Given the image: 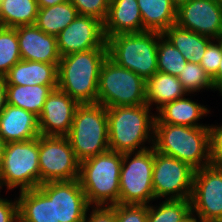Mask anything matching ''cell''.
I'll use <instances>...</instances> for the list:
<instances>
[{
  "label": "cell",
  "mask_w": 222,
  "mask_h": 222,
  "mask_svg": "<svg viewBox=\"0 0 222 222\" xmlns=\"http://www.w3.org/2000/svg\"><path fill=\"white\" fill-rule=\"evenodd\" d=\"M216 2L219 4V6L222 8V0H216Z\"/></svg>",
  "instance_id": "45"
},
{
  "label": "cell",
  "mask_w": 222,
  "mask_h": 222,
  "mask_svg": "<svg viewBox=\"0 0 222 222\" xmlns=\"http://www.w3.org/2000/svg\"><path fill=\"white\" fill-rule=\"evenodd\" d=\"M38 187L54 198L55 222H84L90 206L79 179L46 182Z\"/></svg>",
  "instance_id": "14"
},
{
  "label": "cell",
  "mask_w": 222,
  "mask_h": 222,
  "mask_svg": "<svg viewBox=\"0 0 222 222\" xmlns=\"http://www.w3.org/2000/svg\"><path fill=\"white\" fill-rule=\"evenodd\" d=\"M15 29L22 60L59 64L61 55L56 36L43 32L36 25L19 26Z\"/></svg>",
  "instance_id": "17"
},
{
  "label": "cell",
  "mask_w": 222,
  "mask_h": 222,
  "mask_svg": "<svg viewBox=\"0 0 222 222\" xmlns=\"http://www.w3.org/2000/svg\"><path fill=\"white\" fill-rule=\"evenodd\" d=\"M208 128L211 164L222 166V124L220 126L212 124Z\"/></svg>",
  "instance_id": "36"
},
{
  "label": "cell",
  "mask_w": 222,
  "mask_h": 222,
  "mask_svg": "<svg viewBox=\"0 0 222 222\" xmlns=\"http://www.w3.org/2000/svg\"><path fill=\"white\" fill-rule=\"evenodd\" d=\"M79 15L91 16L104 22L109 7L108 0H69Z\"/></svg>",
  "instance_id": "33"
},
{
  "label": "cell",
  "mask_w": 222,
  "mask_h": 222,
  "mask_svg": "<svg viewBox=\"0 0 222 222\" xmlns=\"http://www.w3.org/2000/svg\"><path fill=\"white\" fill-rule=\"evenodd\" d=\"M1 189H3V185L0 183V192H1ZM3 197L0 196V200L2 199Z\"/></svg>",
  "instance_id": "46"
},
{
  "label": "cell",
  "mask_w": 222,
  "mask_h": 222,
  "mask_svg": "<svg viewBox=\"0 0 222 222\" xmlns=\"http://www.w3.org/2000/svg\"><path fill=\"white\" fill-rule=\"evenodd\" d=\"M191 213L190 199H165L159 206L148 204L147 222H182Z\"/></svg>",
  "instance_id": "29"
},
{
  "label": "cell",
  "mask_w": 222,
  "mask_h": 222,
  "mask_svg": "<svg viewBox=\"0 0 222 222\" xmlns=\"http://www.w3.org/2000/svg\"><path fill=\"white\" fill-rule=\"evenodd\" d=\"M106 40L117 34L143 32V20L137 0H112L103 22Z\"/></svg>",
  "instance_id": "19"
},
{
  "label": "cell",
  "mask_w": 222,
  "mask_h": 222,
  "mask_svg": "<svg viewBox=\"0 0 222 222\" xmlns=\"http://www.w3.org/2000/svg\"><path fill=\"white\" fill-rule=\"evenodd\" d=\"M78 16L77 9L70 2L39 8L35 25L43 32L58 36Z\"/></svg>",
  "instance_id": "28"
},
{
  "label": "cell",
  "mask_w": 222,
  "mask_h": 222,
  "mask_svg": "<svg viewBox=\"0 0 222 222\" xmlns=\"http://www.w3.org/2000/svg\"><path fill=\"white\" fill-rule=\"evenodd\" d=\"M214 90H218L222 96V58L217 70V73L211 78Z\"/></svg>",
  "instance_id": "39"
},
{
  "label": "cell",
  "mask_w": 222,
  "mask_h": 222,
  "mask_svg": "<svg viewBox=\"0 0 222 222\" xmlns=\"http://www.w3.org/2000/svg\"><path fill=\"white\" fill-rule=\"evenodd\" d=\"M19 222H55L54 198H49L39 187L20 191Z\"/></svg>",
  "instance_id": "22"
},
{
  "label": "cell",
  "mask_w": 222,
  "mask_h": 222,
  "mask_svg": "<svg viewBox=\"0 0 222 222\" xmlns=\"http://www.w3.org/2000/svg\"><path fill=\"white\" fill-rule=\"evenodd\" d=\"M39 136L27 140L8 142L0 164V183L7 191L37 188L40 185Z\"/></svg>",
  "instance_id": "8"
},
{
  "label": "cell",
  "mask_w": 222,
  "mask_h": 222,
  "mask_svg": "<svg viewBox=\"0 0 222 222\" xmlns=\"http://www.w3.org/2000/svg\"><path fill=\"white\" fill-rule=\"evenodd\" d=\"M20 60L16 29L0 26V76L4 77Z\"/></svg>",
  "instance_id": "31"
},
{
  "label": "cell",
  "mask_w": 222,
  "mask_h": 222,
  "mask_svg": "<svg viewBox=\"0 0 222 222\" xmlns=\"http://www.w3.org/2000/svg\"><path fill=\"white\" fill-rule=\"evenodd\" d=\"M182 222H202V221L197 215L194 216V214L191 213Z\"/></svg>",
  "instance_id": "42"
},
{
  "label": "cell",
  "mask_w": 222,
  "mask_h": 222,
  "mask_svg": "<svg viewBox=\"0 0 222 222\" xmlns=\"http://www.w3.org/2000/svg\"><path fill=\"white\" fill-rule=\"evenodd\" d=\"M222 58V39H213L207 46L199 63L205 72L212 78L218 70Z\"/></svg>",
  "instance_id": "35"
},
{
  "label": "cell",
  "mask_w": 222,
  "mask_h": 222,
  "mask_svg": "<svg viewBox=\"0 0 222 222\" xmlns=\"http://www.w3.org/2000/svg\"><path fill=\"white\" fill-rule=\"evenodd\" d=\"M39 135L38 116L6 103L0 114V136L6 143L27 141Z\"/></svg>",
  "instance_id": "18"
},
{
  "label": "cell",
  "mask_w": 222,
  "mask_h": 222,
  "mask_svg": "<svg viewBox=\"0 0 222 222\" xmlns=\"http://www.w3.org/2000/svg\"><path fill=\"white\" fill-rule=\"evenodd\" d=\"M154 149L195 171L211 164L209 128L154 123Z\"/></svg>",
  "instance_id": "3"
},
{
  "label": "cell",
  "mask_w": 222,
  "mask_h": 222,
  "mask_svg": "<svg viewBox=\"0 0 222 222\" xmlns=\"http://www.w3.org/2000/svg\"><path fill=\"white\" fill-rule=\"evenodd\" d=\"M90 208L92 211H89ZM87 212L84 222H117L116 211L112 206H92Z\"/></svg>",
  "instance_id": "37"
},
{
  "label": "cell",
  "mask_w": 222,
  "mask_h": 222,
  "mask_svg": "<svg viewBox=\"0 0 222 222\" xmlns=\"http://www.w3.org/2000/svg\"><path fill=\"white\" fill-rule=\"evenodd\" d=\"M177 26L212 39H222V8L216 0H188L176 11Z\"/></svg>",
  "instance_id": "13"
},
{
  "label": "cell",
  "mask_w": 222,
  "mask_h": 222,
  "mask_svg": "<svg viewBox=\"0 0 222 222\" xmlns=\"http://www.w3.org/2000/svg\"><path fill=\"white\" fill-rule=\"evenodd\" d=\"M143 20V32L163 34L176 23L177 8L170 0H137Z\"/></svg>",
  "instance_id": "24"
},
{
  "label": "cell",
  "mask_w": 222,
  "mask_h": 222,
  "mask_svg": "<svg viewBox=\"0 0 222 222\" xmlns=\"http://www.w3.org/2000/svg\"><path fill=\"white\" fill-rule=\"evenodd\" d=\"M0 222H19L17 199L0 200Z\"/></svg>",
  "instance_id": "38"
},
{
  "label": "cell",
  "mask_w": 222,
  "mask_h": 222,
  "mask_svg": "<svg viewBox=\"0 0 222 222\" xmlns=\"http://www.w3.org/2000/svg\"><path fill=\"white\" fill-rule=\"evenodd\" d=\"M58 85H6L7 104L20 107L39 117L43 105Z\"/></svg>",
  "instance_id": "25"
},
{
  "label": "cell",
  "mask_w": 222,
  "mask_h": 222,
  "mask_svg": "<svg viewBox=\"0 0 222 222\" xmlns=\"http://www.w3.org/2000/svg\"><path fill=\"white\" fill-rule=\"evenodd\" d=\"M5 145H6V142L0 136V164H1V161H2Z\"/></svg>",
  "instance_id": "43"
},
{
  "label": "cell",
  "mask_w": 222,
  "mask_h": 222,
  "mask_svg": "<svg viewBox=\"0 0 222 222\" xmlns=\"http://www.w3.org/2000/svg\"><path fill=\"white\" fill-rule=\"evenodd\" d=\"M187 60L181 52L163 35L158 37L157 66L158 72L178 77Z\"/></svg>",
  "instance_id": "30"
},
{
  "label": "cell",
  "mask_w": 222,
  "mask_h": 222,
  "mask_svg": "<svg viewBox=\"0 0 222 222\" xmlns=\"http://www.w3.org/2000/svg\"><path fill=\"white\" fill-rule=\"evenodd\" d=\"M153 165L154 147L122 154L119 204L148 205L155 200Z\"/></svg>",
  "instance_id": "9"
},
{
  "label": "cell",
  "mask_w": 222,
  "mask_h": 222,
  "mask_svg": "<svg viewBox=\"0 0 222 222\" xmlns=\"http://www.w3.org/2000/svg\"><path fill=\"white\" fill-rule=\"evenodd\" d=\"M40 184L79 179L80 162L67 136L39 135Z\"/></svg>",
  "instance_id": "10"
},
{
  "label": "cell",
  "mask_w": 222,
  "mask_h": 222,
  "mask_svg": "<svg viewBox=\"0 0 222 222\" xmlns=\"http://www.w3.org/2000/svg\"><path fill=\"white\" fill-rule=\"evenodd\" d=\"M4 78L6 85H58V64L21 59Z\"/></svg>",
  "instance_id": "20"
},
{
  "label": "cell",
  "mask_w": 222,
  "mask_h": 222,
  "mask_svg": "<svg viewBox=\"0 0 222 222\" xmlns=\"http://www.w3.org/2000/svg\"><path fill=\"white\" fill-rule=\"evenodd\" d=\"M188 96L178 77L173 75L156 72L146 81V104L151 108L156 105V111L162 106Z\"/></svg>",
  "instance_id": "23"
},
{
  "label": "cell",
  "mask_w": 222,
  "mask_h": 222,
  "mask_svg": "<svg viewBox=\"0 0 222 222\" xmlns=\"http://www.w3.org/2000/svg\"><path fill=\"white\" fill-rule=\"evenodd\" d=\"M163 35L177 48L189 62L200 63L208 44L213 40L191 30L172 25Z\"/></svg>",
  "instance_id": "26"
},
{
  "label": "cell",
  "mask_w": 222,
  "mask_h": 222,
  "mask_svg": "<svg viewBox=\"0 0 222 222\" xmlns=\"http://www.w3.org/2000/svg\"><path fill=\"white\" fill-rule=\"evenodd\" d=\"M79 103L65 92L52 90L43 105L39 119V132L44 136H67Z\"/></svg>",
  "instance_id": "16"
},
{
  "label": "cell",
  "mask_w": 222,
  "mask_h": 222,
  "mask_svg": "<svg viewBox=\"0 0 222 222\" xmlns=\"http://www.w3.org/2000/svg\"><path fill=\"white\" fill-rule=\"evenodd\" d=\"M6 81L3 76H0V114L6 106Z\"/></svg>",
  "instance_id": "40"
},
{
  "label": "cell",
  "mask_w": 222,
  "mask_h": 222,
  "mask_svg": "<svg viewBox=\"0 0 222 222\" xmlns=\"http://www.w3.org/2000/svg\"><path fill=\"white\" fill-rule=\"evenodd\" d=\"M188 0H170V2L178 8L179 6L183 5Z\"/></svg>",
  "instance_id": "44"
},
{
  "label": "cell",
  "mask_w": 222,
  "mask_h": 222,
  "mask_svg": "<svg viewBox=\"0 0 222 222\" xmlns=\"http://www.w3.org/2000/svg\"><path fill=\"white\" fill-rule=\"evenodd\" d=\"M122 154L108 150L80 163L79 181L92 206L119 204Z\"/></svg>",
  "instance_id": "4"
},
{
  "label": "cell",
  "mask_w": 222,
  "mask_h": 222,
  "mask_svg": "<svg viewBox=\"0 0 222 222\" xmlns=\"http://www.w3.org/2000/svg\"><path fill=\"white\" fill-rule=\"evenodd\" d=\"M62 56L96 48H107L103 22L97 18L79 15L57 36Z\"/></svg>",
  "instance_id": "15"
},
{
  "label": "cell",
  "mask_w": 222,
  "mask_h": 222,
  "mask_svg": "<svg viewBox=\"0 0 222 222\" xmlns=\"http://www.w3.org/2000/svg\"><path fill=\"white\" fill-rule=\"evenodd\" d=\"M160 34L144 31L109 37L108 57L120 67L131 70L147 81L158 71L157 49Z\"/></svg>",
  "instance_id": "6"
},
{
  "label": "cell",
  "mask_w": 222,
  "mask_h": 222,
  "mask_svg": "<svg viewBox=\"0 0 222 222\" xmlns=\"http://www.w3.org/2000/svg\"><path fill=\"white\" fill-rule=\"evenodd\" d=\"M179 81L183 88L189 94L199 92L204 89H211L214 91L211 77L205 72L199 63L187 61L180 75Z\"/></svg>",
  "instance_id": "32"
},
{
  "label": "cell",
  "mask_w": 222,
  "mask_h": 222,
  "mask_svg": "<svg viewBox=\"0 0 222 222\" xmlns=\"http://www.w3.org/2000/svg\"><path fill=\"white\" fill-rule=\"evenodd\" d=\"M108 48L62 56L58 64V89L79 104L97 103L99 73Z\"/></svg>",
  "instance_id": "2"
},
{
  "label": "cell",
  "mask_w": 222,
  "mask_h": 222,
  "mask_svg": "<svg viewBox=\"0 0 222 222\" xmlns=\"http://www.w3.org/2000/svg\"><path fill=\"white\" fill-rule=\"evenodd\" d=\"M194 172L183 161L154 149L152 185L155 200L191 199Z\"/></svg>",
  "instance_id": "11"
},
{
  "label": "cell",
  "mask_w": 222,
  "mask_h": 222,
  "mask_svg": "<svg viewBox=\"0 0 222 222\" xmlns=\"http://www.w3.org/2000/svg\"><path fill=\"white\" fill-rule=\"evenodd\" d=\"M38 10L36 0H1L0 26L16 28L35 25Z\"/></svg>",
  "instance_id": "27"
},
{
  "label": "cell",
  "mask_w": 222,
  "mask_h": 222,
  "mask_svg": "<svg viewBox=\"0 0 222 222\" xmlns=\"http://www.w3.org/2000/svg\"><path fill=\"white\" fill-rule=\"evenodd\" d=\"M191 209L202 222H222V166L208 165L194 172Z\"/></svg>",
  "instance_id": "12"
},
{
  "label": "cell",
  "mask_w": 222,
  "mask_h": 222,
  "mask_svg": "<svg viewBox=\"0 0 222 222\" xmlns=\"http://www.w3.org/2000/svg\"><path fill=\"white\" fill-rule=\"evenodd\" d=\"M97 103L105 108L146 104V81L107 56L100 68Z\"/></svg>",
  "instance_id": "7"
},
{
  "label": "cell",
  "mask_w": 222,
  "mask_h": 222,
  "mask_svg": "<svg viewBox=\"0 0 222 222\" xmlns=\"http://www.w3.org/2000/svg\"><path fill=\"white\" fill-rule=\"evenodd\" d=\"M67 138L80 163L108 151L107 108L99 103L79 104Z\"/></svg>",
  "instance_id": "5"
},
{
  "label": "cell",
  "mask_w": 222,
  "mask_h": 222,
  "mask_svg": "<svg viewBox=\"0 0 222 222\" xmlns=\"http://www.w3.org/2000/svg\"><path fill=\"white\" fill-rule=\"evenodd\" d=\"M151 110L147 104L107 108L109 149L125 154L153 147L156 117Z\"/></svg>",
  "instance_id": "1"
},
{
  "label": "cell",
  "mask_w": 222,
  "mask_h": 222,
  "mask_svg": "<svg viewBox=\"0 0 222 222\" xmlns=\"http://www.w3.org/2000/svg\"><path fill=\"white\" fill-rule=\"evenodd\" d=\"M39 8L51 7L57 4L67 2L69 0H36Z\"/></svg>",
  "instance_id": "41"
},
{
  "label": "cell",
  "mask_w": 222,
  "mask_h": 222,
  "mask_svg": "<svg viewBox=\"0 0 222 222\" xmlns=\"http://www.w3.org/2000/svg\"><path fill=\"white\" fill-rule=\"evenodd\" d=\"M117 222H147L148 205L116 204Z\"/></svg>",
  "instance_id": "34"
},
{
  "label": "cell",
  "mask_w": 222,
  "mask_h": 222,
  "mask_svg": "<svg viewBox=\"0 0 222 222\" xmlns=\"http://www.w3.org/2000/svg\"><path fill=\"white\" fill-rule=\"evenodd\" d=\"M210 110L190 98L181 97L162 106L155 114L154 123H166L188 127H208L198 123Z\"/></svg>",
  "instance_id": "21"
}]
</instances>
